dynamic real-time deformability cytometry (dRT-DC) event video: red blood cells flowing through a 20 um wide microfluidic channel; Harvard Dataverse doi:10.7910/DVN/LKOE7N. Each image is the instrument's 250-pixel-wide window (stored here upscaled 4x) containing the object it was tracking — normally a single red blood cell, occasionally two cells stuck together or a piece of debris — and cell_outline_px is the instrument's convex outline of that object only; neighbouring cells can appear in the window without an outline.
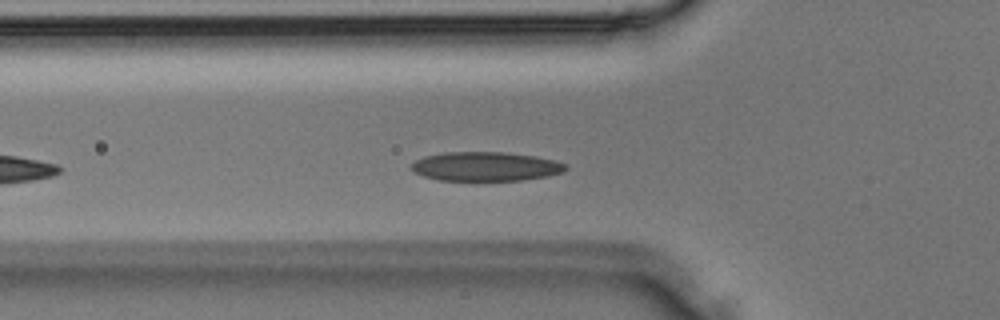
{"species": "Egyptian fruit bat (a non-hibernating species)", "species_latin": "Rousettus aegyptiacus", "temperature_condition": "room temperature", "stored_images_in_passage": 23, "camera_frame_rate_fps": 3000, "um_per_image_px": 0.085, "animal": {"sex": "male"}, "frame": {"image": 1, "passage_image": 5, "time_ms": 1.333, "image_size_px": [1000, 320], "cell_outline_px": [[568, 168], [564, 172], [548, 176], [520, 180], [440, 180], [424, 176], [416, 172], [412, 168], [412, 164], [416, 160], [424, 156], [444, 152], [504, 152], [536, 156], [556, 160], [568, 164]], "centroid_in_image_um": [41.35, 14.14], "position_along_channel_um": 84.5, "area_um2": 26.18}}
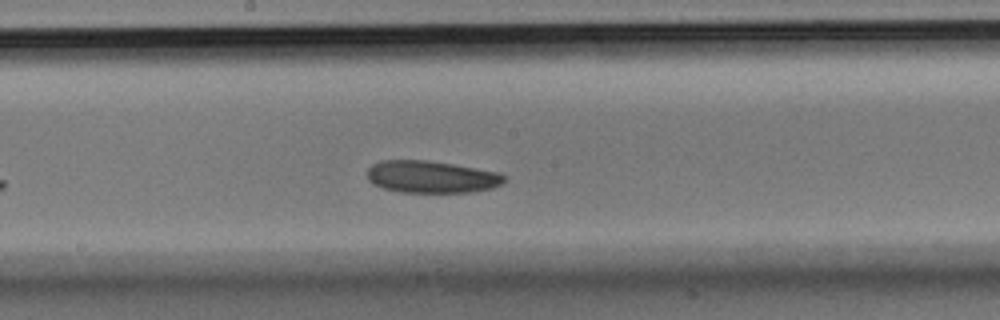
{"frame": {"image": 2, "passage_image": 12, "time_ms": 3.667, "image_size_px": [1000, 320], "cell_outline_px": [[504, 184], [492, 188], [472, 192], [400, 192], [384, 188], [372, 184], [368, 180], [368, 168], [372, 164], [380, 160], [428, 160], [500, 172], [504, 176]], "centroid_in_image_um": [36.67, 15.03], "position_along_channel_um": 211.5, "area_um2": 25.78}}
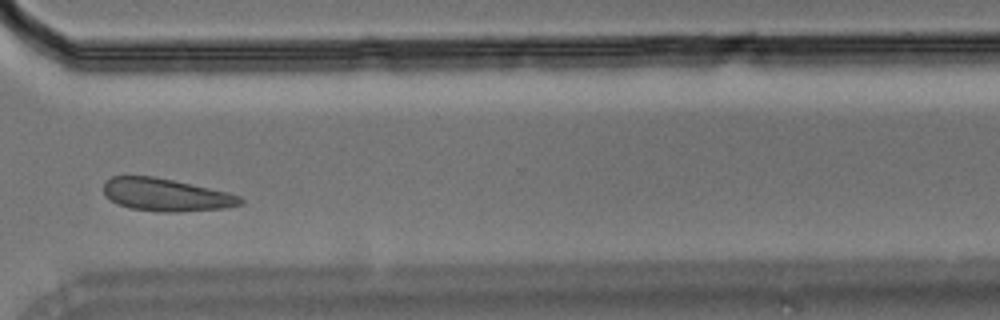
{"frame": {"image": 3, "passage_image": 20, "time_ms": 6.333, "image_size_px": [1000, 320], "cell_outline_px": [[244, 204], [224, 208], [180, 212], [156, 212], [128, 208], [116, 204], [104, 196], [104, 180], [112, 176], [156, 176], [228, 192], [240, 196], [244, 200]], "centroid_in_image_um": [14.08, 16.56], "position_along_channel_um": 356.5, "area_um2": 26.47}}